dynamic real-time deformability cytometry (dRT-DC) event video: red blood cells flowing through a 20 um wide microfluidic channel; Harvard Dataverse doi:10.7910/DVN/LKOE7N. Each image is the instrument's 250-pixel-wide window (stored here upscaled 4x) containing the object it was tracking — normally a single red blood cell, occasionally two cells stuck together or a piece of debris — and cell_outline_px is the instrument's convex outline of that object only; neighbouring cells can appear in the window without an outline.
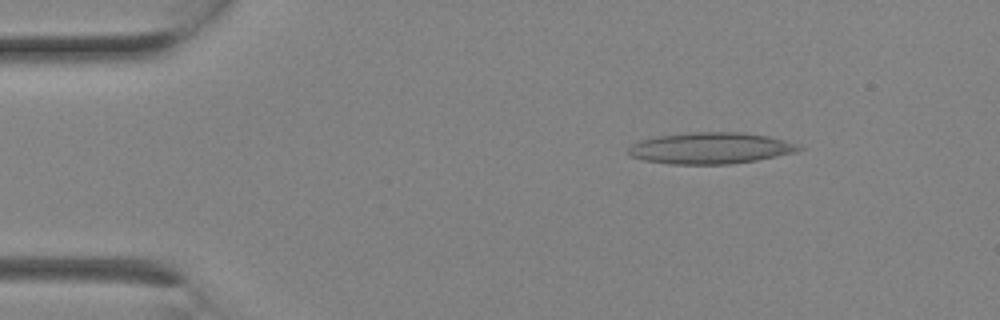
{"species": "Egyptian fruit bat (a non-hibernating species)", "species_latin": "Rousettus aegyptiacus", "temperature_condition": "room temperature", "stored_images_in_passage": 2, "camera_frame_rate_fps": 3000, "um_per_image_px": 0.085, "animal": {"sex": "female"}, "frame": {"image": 1, "passage_image": 1, "time_ms": 0.0, "image_size_px": [1000, 320], "cell_outline_px": [[804, 148], [796, 152], [756, 160], [728, 164], [672, 164], [644, 160], [628, 156], [624, 152], [632, 144], [640, 140], [656, 136], [688, 132], [740, 132], [768, 136], [800, 144]], "centroid_in_image_um": [60.35, 12.59], "position_along_channel_um": 24.6, "area_um2": 31.39}}